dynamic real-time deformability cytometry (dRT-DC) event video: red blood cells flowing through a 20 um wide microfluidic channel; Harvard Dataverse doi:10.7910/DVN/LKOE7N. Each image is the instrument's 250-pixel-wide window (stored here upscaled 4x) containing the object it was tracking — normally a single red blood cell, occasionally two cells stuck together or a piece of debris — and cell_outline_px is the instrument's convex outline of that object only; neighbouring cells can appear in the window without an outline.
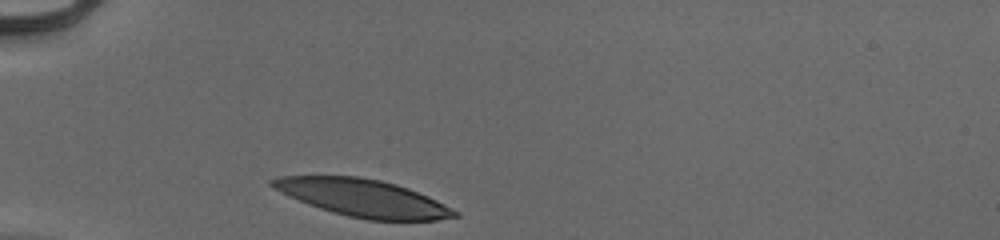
{"species": "human", "species_latin": "Homo sapiens", "temperature_condition": "cold", "stored_images_in_passage": 29, "camera_frame_rate_fps": 3000, "um_per_image_px": 0.085, "donor": {"sex": "male"}, "frame": {"image": 1, "passage_image": 1, "time_ms": 0.0, "image_size_px": [1000, 240], "cell_outline_px": [[460, 216], [436, 220], [368, 220], [348, 216], [332, 212], [308, 204], [280, 192], [272, 188], [268, 184], [268, 180], [280, 176], [356, 176], [380, 180], [396, 184], [408, 188], [428, 196], [460, 212]], "centroid_in_image_um": [30.84, 16.82], "position_along_channel_um": 54.2, "area_um2": 39.59}}
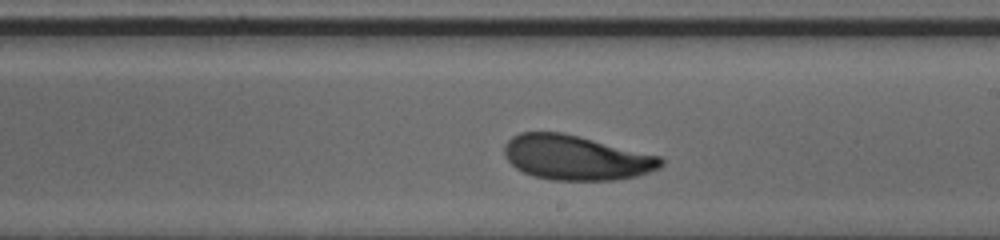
{"frame": {"image": 2, "passage_image": 17, "time_ms": 5.333, "image_size_px": [1000, 240], "cell_outline_px": [[664, 164], [660, 168], [640, 176], [616, 180], [548, 180], [532, 176], [516, 168], [504, 156], [504, 144], [512, 136], [520, 132], [560, 132], [660, 156], [664, 160]], "centroid_in_image_um": [48.96, 13.42], "position_along_channel_um": 240.0, "area_um2": 40.86}}
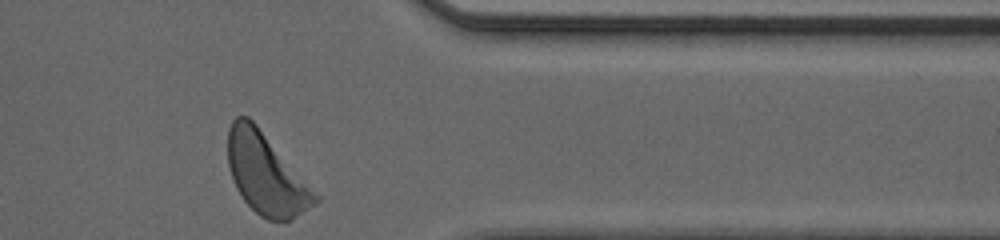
{"frame": {"image": 3, "passage_image": 29, "time_ms": 9.333, "image_size_px": [1000, 240], "cell_outline_px": [[320, 200], [316, 204], [292, 220], [268, 220], [260, 216], [244, 200], [236, 188], [228, 164], [228, 128], [232, 120], [236, 116], [248, 116], [256, 124], [320, 196]], "centroid_in_image_um": [22.62, 14.79], "position_along_channel_um": 388.8, "area_um2": 40.81}, "authors_computed_cell_mechanics": {"area_um2": 40.8068, "velocity_mm_per_s": 3.9093, "shape_relaxation_time_tau1_ms": 3.0004, "shape_relaxation_time_tau2_ms": 7.11, "deformation_change_tau1": 0.1402, "deformation_change_tau2": 0.1613}}